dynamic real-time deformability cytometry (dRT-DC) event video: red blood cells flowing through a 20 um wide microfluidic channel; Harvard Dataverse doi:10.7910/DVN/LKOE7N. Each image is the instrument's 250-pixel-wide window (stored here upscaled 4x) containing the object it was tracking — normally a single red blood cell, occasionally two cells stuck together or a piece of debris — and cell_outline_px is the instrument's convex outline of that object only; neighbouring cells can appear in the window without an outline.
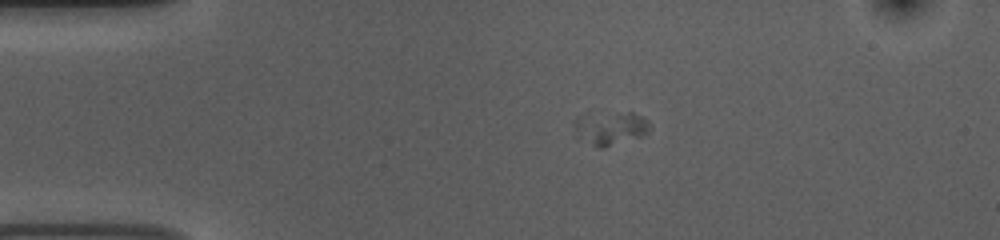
{"species": "common noctule bat (a hibernating species)", "species_latin": "Nyctalus noctula", "temperature_condition": "room temperature", "stored_images_in_passage": 44, "camera_frame_rate_fps": 3000, "um_per_image_px": 0.085, "animal": {"sex": "female", "body_mass_g": 10.0, "forearm_length_mm": 53.1}, "frame": {"image": 1, "passage_image": 6, "time_ms": 1.667, "image_size_px": [1000, 240], "cell_outline_px": [[648, 132], [640, 136], [604, 148], [600, 148], [576, 136], [572, 124], [572, 120], [576, 116], [588, 112], [632, 112], [648, 120]], "centroid_in_image_um": [51.77, 10.84], "position_along_channel_um": 33.2, "area_um2": 15.03}}
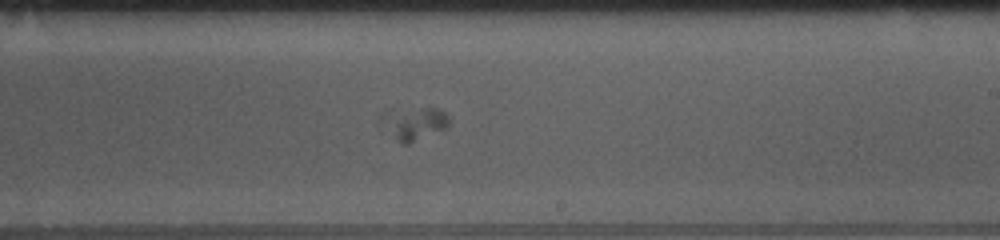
{"frame": {"image": 2, "passage_image": 27, "time_ms": 8.667, "image_size_px": [1000, 240], "cell_outline_px": [[448, 128], [408, 144], [404, 144], [396, 140], [376, 116], [388, 108], [440, 108], [448, 116]], "centroid_in_image_um": [35.14, 10.44], "position_along_channel_um": 253.9, "area_um2": 13.41}}
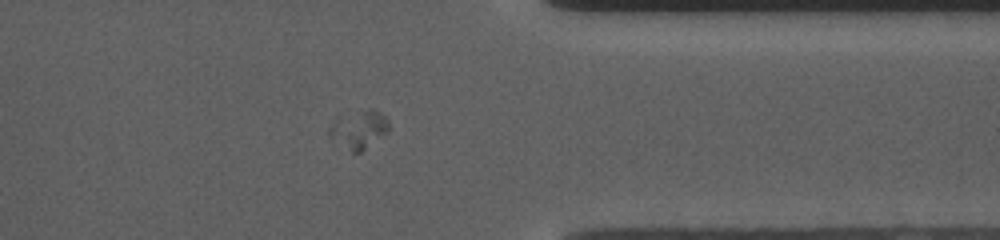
{"frame": {"image": 3, "passage_image": 38, "time_ms": 12.333, "image_size_px": [1000, 240], "cell_outline_px": [[388, 132], [360, 152], [352, 152], [328, 136], [328, 128], [332, 124], [368, 108], [372, 108], [380, 112], [388, 120]], "centroid_in_image_um": [30.55, 11.04], "position_along_channel_um": 380.8, "area_um2": 12.48}}